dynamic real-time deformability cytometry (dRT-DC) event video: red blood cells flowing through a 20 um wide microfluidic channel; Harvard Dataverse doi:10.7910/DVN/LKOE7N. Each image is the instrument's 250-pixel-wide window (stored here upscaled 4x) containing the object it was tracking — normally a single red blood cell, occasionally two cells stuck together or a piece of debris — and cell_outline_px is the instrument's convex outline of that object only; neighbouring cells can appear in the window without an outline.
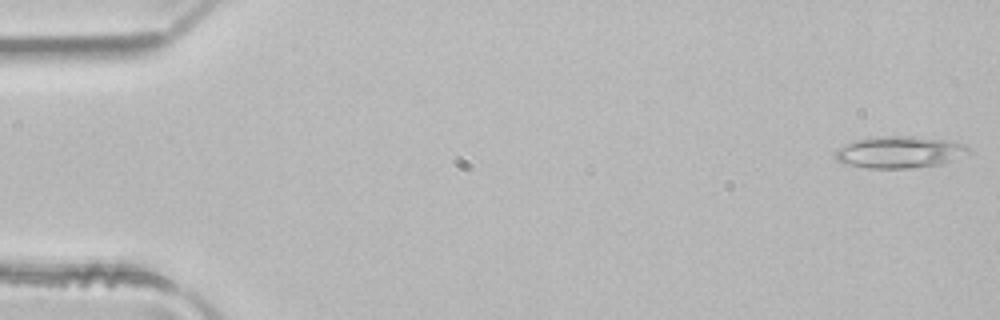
{"species": "common noctule bat (a hibernating species)", "species_latin": "Nyctalus noctula", "temperature_condition": "room temperature", "stored_images_in_passage": 5, "camera_frame_rate_fps": 3000, "um_per_image_px": 0.085, "animal": {"sex": "male", "body_mass_g": 21.5, "forearm_length_mm": 52.0}, "frame": {"image": 1, "passage_image": 1, "time_ms": 0.0, "image_size_px": [1000, 320], "cell_outline_px": [[972, 152], [940, 164], [908, 168], [868, 168], [848, 164], [836, 160], [836, 148], [856, 140], [876, 136], [912, 136], [948, 140], [964, 144]], "centroid_in_image_um": [76.46, 12.92], "position_along_channel_um": 8.5, "area_um2": 24.51}}
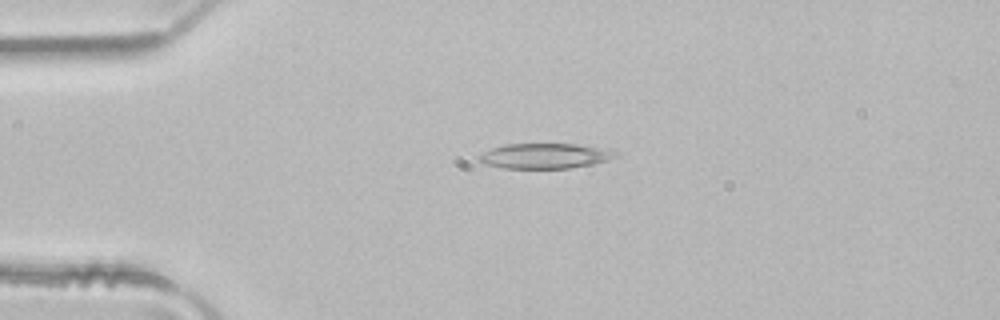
{"frame": {"image": 2, "passage_image": 3, "time_ms": 0.667, "image_size_px": [1000, 320], "cell_outline_px": [[620, 156], [608, 160], [592, 164], [572, 168], [504, 168], [484, 164], [476, 156], [492, 148], [504, 144], [576, 144], [600, 148], [616, 152]], "centroid_in_image_um": [46.3, 13.26], "position_along_channel_um": 38.7, "area_um2": 19.94}}
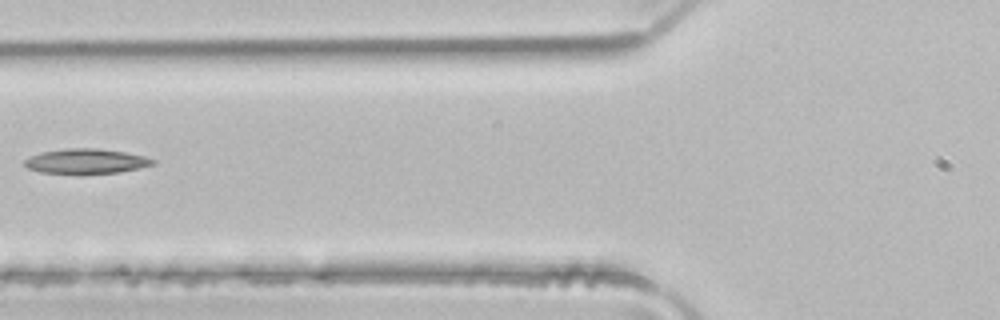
{"frame": {"image": 3, "passage_image": 5, "time_ms": 1.333, "image_size_px": [1000, 320], "cell_outline_px": [[156, 164], [140, 168], [120, 172], [80, 176], [76, 176], [40, 172], [28, 168], [24, 164], [24, 160], [40, 152], [68, 148], [96, 148], [124, 152], [144, 156], [156, 160]], "centroid_in_image_um": [7.32, 13.75], "position_along_channel_um": 118.5, "area_um2": 19.31}}